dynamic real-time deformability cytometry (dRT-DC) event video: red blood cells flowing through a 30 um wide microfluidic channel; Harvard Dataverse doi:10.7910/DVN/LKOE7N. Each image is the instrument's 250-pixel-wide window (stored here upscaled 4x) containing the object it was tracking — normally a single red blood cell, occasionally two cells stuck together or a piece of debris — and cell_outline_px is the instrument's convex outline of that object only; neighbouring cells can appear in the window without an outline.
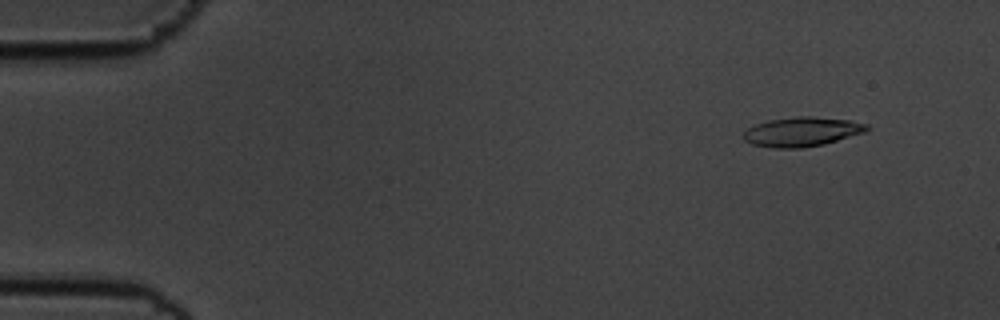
{"species": "common noctule bat (a hibernating species)", "species_latin": "Nyctalus noctula", "temperature_condition": "cold", "stored_images_in_passage": 52, "camera_frame_rate_fps": 3000, "um_per_image_px": 0.085, "animal": {"sex": "male", "body_mass_g": 19.5, "forearm_length_mm": 54.6}, "frame": {"image": 1, "passage_image": 1, "time_ms": 0.0, "image_size_px": [1000, 320], "cell_outline_px": [[872, 128], [864, 132], [824, 144], [800, 148], [772, 148], [752, 144], [744, 140], [744, 132], [748, 128], [756, 124], [768, 120], [796, 116], [812, 116], [848, 120], [868, 124]], "centroid_in_image_um": [68.16, 11.19], "position_along_channel_um": 16.8, "area_um2": 21.1}}
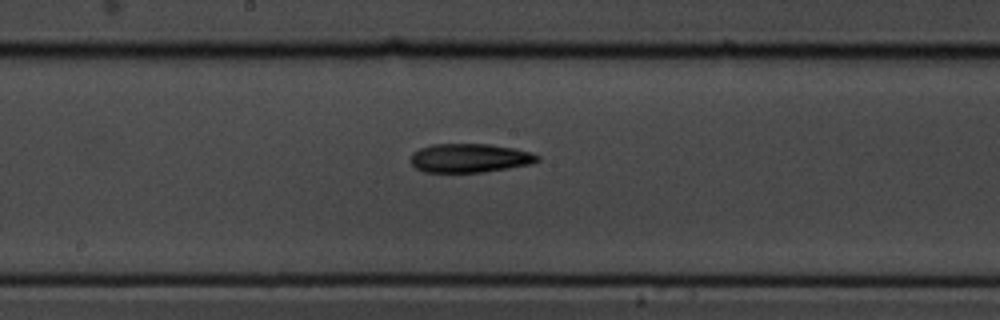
{"frame": {"image": 2, "passage_image": 26, "time_ms": 8.333, "image_size_px": [1000, 320], "cell_outline_px": [[540, 160], [528, 164], [508, 168], [480, 172], [424, 172], [416, 168], [412, 164], [412, 152], [420, 148], [432, 144], [488, 144], [512, 148], [528, 152], [540, 156]], "centroid_in_image_um": [39.89, 13.43], "position_along_channel_um": 208.3, "area_um2": 21.04}}
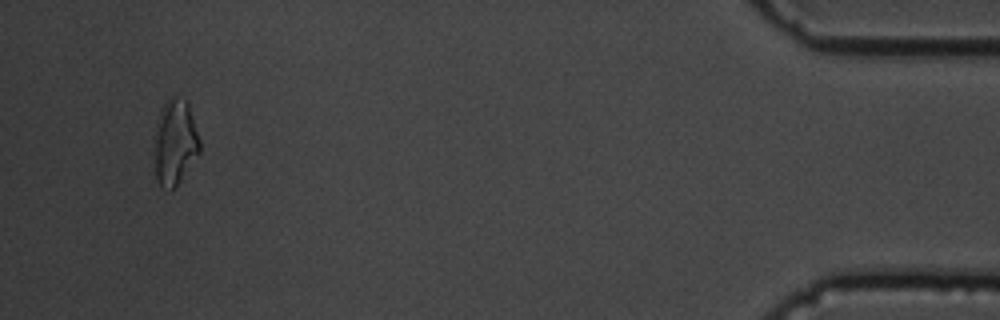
{"frame": {"image": 3, "passage_image": 50, "time_ms": 16.333, "image_size_px": [1000, 320], "cell_outline_px": [[200, 152], [180, 180], [168, 192], [160, 188], [156, 180], [152, 148], [156, 124], [160, 108], [172, 96], [176, 96], [184, 100], [188, 104], [200, 140]], "centroid_in_image_um": [14.82, 12.14], "position_along_channel_um": 420.4, "area_um2": 23.06}, "authors_computed_cell_mechanics": {"area_um2": 21.0103, "velocity_mm_per_s": 3.5458, "shape_relaxation_time_tau1_ms": 6.8851, "shape_relaxation_time_tau2_ms": 5.2233, "deformation_change_tau1": 0.1988, "deformation_change_tau2": 0.1584}}